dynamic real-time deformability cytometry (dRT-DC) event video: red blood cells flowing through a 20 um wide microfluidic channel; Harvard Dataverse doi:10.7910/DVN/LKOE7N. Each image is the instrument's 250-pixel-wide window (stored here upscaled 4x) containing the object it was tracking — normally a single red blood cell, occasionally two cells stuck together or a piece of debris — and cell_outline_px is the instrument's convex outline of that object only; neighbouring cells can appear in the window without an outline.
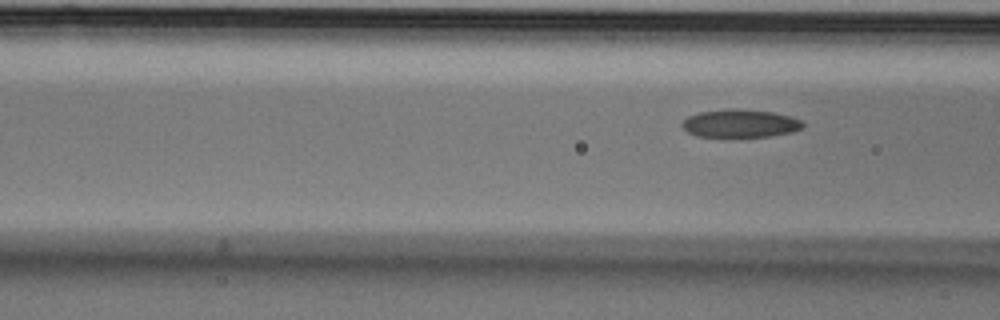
{"species": "Egyptian fruit bat (a non-hibernating species)", "species_latin": "Rousettus aegyptiacus", "temperature_condition": "cold", "stored_images_in_passage": 9, "camera_frame_rate_fps": 3000, "um_per_image_px": 0.085, "animal": {"sex": "male"}, "frame": {"image": 1, "passage_image": 6, "time_ms": 1.667, "image_size_px": [1000, 320], "cell_outline_px": [[804, 124], [800, 128], [792, 132], [768, 136], [732, 140], [724, 140], [696, 136], [688, 132], [680, 124], [688, 116], [700, 112], [736, 108], [740, 108], [772, 112], [792, 116], [800, 120]], "centroid_in_image_um": [62.86, 10.54], "position_along_channel_um": 103.7, "area_um2": 20.63}}
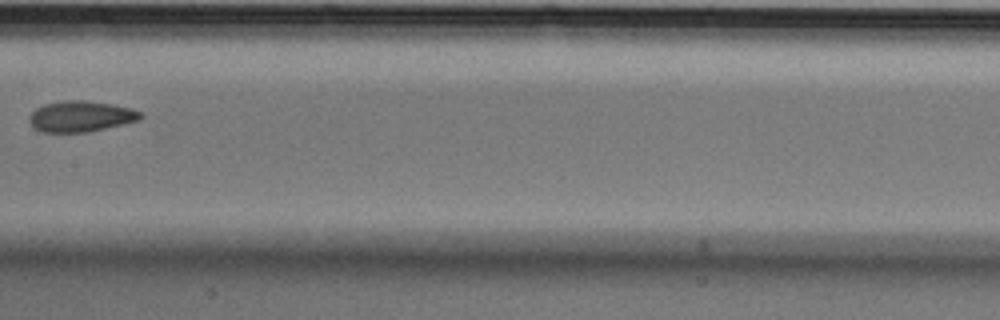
{"frame": {"image": 2, "passage_image": 8, "time_ms": 2.333, "image_size_px": [1000, 320], "cell_outline_px": [[144, 116], [140, 120], [88, 132], [40, 132], [32, 128], [28, 120], [28, 116], [36, 108], [44, 104], [64, 100], [84, 100], [112, 104], [132, 108], [140, 112]], "centroid_in_image_um": [6.84, 9.89], "position_along_channel_um": 200.6, "area_um2": 20.23}}
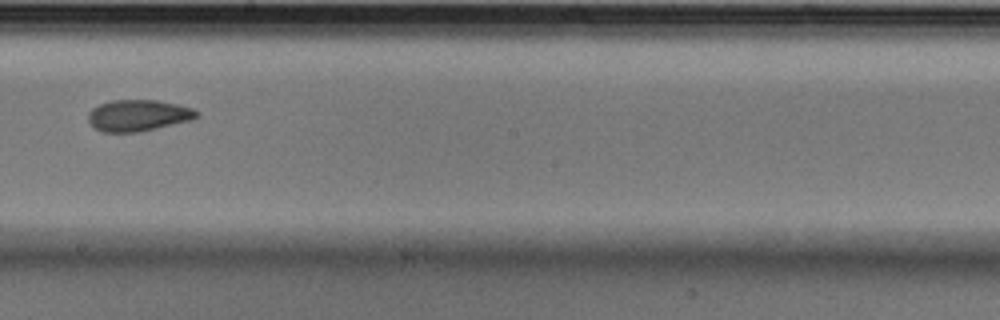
{"frame": {"image": 3, "passage_image": 9, "time_ms": 2.667, "image_size_px": [1000, 320], "cell_outline_px": [[200, 116], [192, 120], [140, 132], [100, 132], [88, 120], [88, 112], [92, 108], [100, 104], [112, 100], [156, 100], [176, 104], [192, 108], [200, 112]], "centroid_in_image_um": [11.77, 9.81], "position_along_channel_um": 236.4, "area_um2": 19.94}}